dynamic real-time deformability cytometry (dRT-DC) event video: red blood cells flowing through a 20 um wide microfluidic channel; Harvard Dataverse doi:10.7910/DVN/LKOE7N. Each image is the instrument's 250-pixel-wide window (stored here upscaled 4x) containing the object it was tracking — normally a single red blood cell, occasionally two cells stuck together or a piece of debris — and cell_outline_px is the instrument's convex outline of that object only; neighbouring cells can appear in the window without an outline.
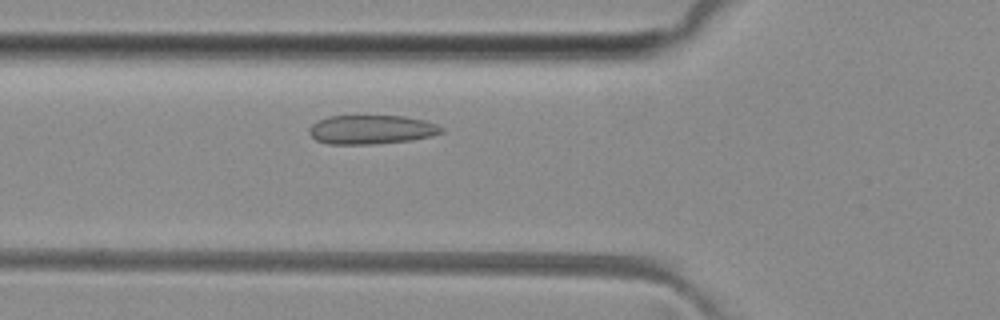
{"species": "common noctule bat (a hibernating species)", "species_latin": "Nyctalus noctula", "temperature_condition": "room temperature", "stored_images_in_passage": 47, "camera_frame_rate_fps": 3000, "um_per_image_px": 0.085, "animal": {"sex": "female", "body_mass_g": 29.2, "forearm_length_mm": 56.3}, "frame": {"image": 1, "passage_image": 14, "time_ms": 4.333, "image_size_px": [1000, 320], "cell_outline_px": [[444, 132], [432, 136], [412, 140], [376, 144], [328, 144], [316, 140], [308, 132], [308, 128], [316, 120], [328, 116], [404, 116], [424, 120], [436, 124], [444, 128]], "centroid_in_image_um": [31.56, 11.02], "position_along_channel_um": 94.2, "area_um2": 22.6}}
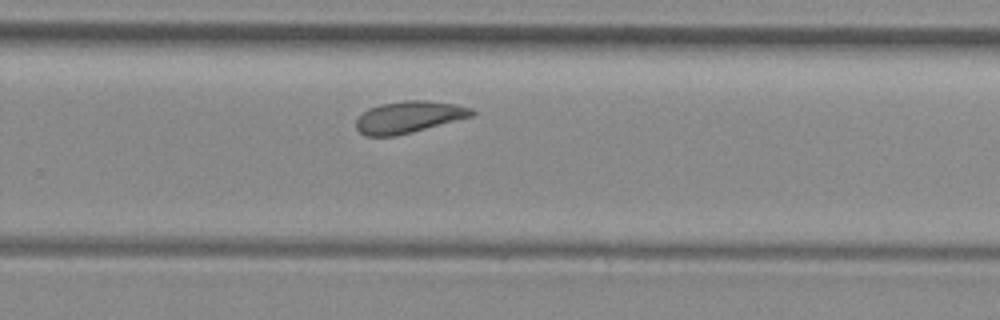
{"frame": {"image": 2, "passage_image": 29, "time_ms": 9.333, "image_size_px": [1000, 320], "cell_outline_px": [[476, 112], [472, 116], [412, 132], [396, 136], [368, 136], [360, 132], [356, 128], [356, 120], [368, 108], [380, 104], [404, 100], [424, 100], [456, 104], [472, 108]], "centroid_in_image_um": [34.75, 9.94], "position_along_channel_um": 295.1, "area_um2": 21.33}}
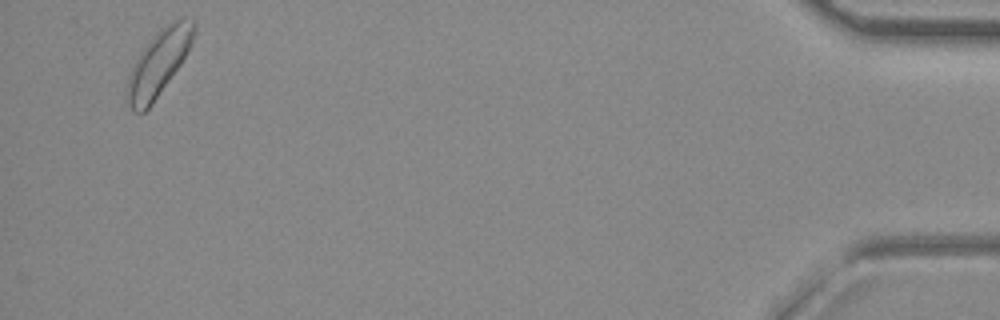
{"frame": {"image": 3, "passage_image": 45, "time_ms": 14.667, "image_size_px": [1000, 320], "cell_outline_px": [[196, 28], [188, 52], [180, 64], [152, 104], [144, 112], [132, 112], [124, 100], [124, 92], [128, 76], [140, 52], [156, 32], [160, 28], [176, 20], [192, 16], [196, 20]], "centroid_in_image_um": [13.45, 5.37], "position_along_channel_um": 421.7, "area_um2": 25.66}, "authors_computed_cell_mechanics": {"area_um2": 21.9062, "velocity_mm_per_s": 4.0151, "shape_relaxation_time_tau1_ms": 6.7155, "shape_relaxation_time_tau2_ms": 6.8189, "deformation_change_tau1": 0.0907, "deformation_change_tau2": 0.1008}}